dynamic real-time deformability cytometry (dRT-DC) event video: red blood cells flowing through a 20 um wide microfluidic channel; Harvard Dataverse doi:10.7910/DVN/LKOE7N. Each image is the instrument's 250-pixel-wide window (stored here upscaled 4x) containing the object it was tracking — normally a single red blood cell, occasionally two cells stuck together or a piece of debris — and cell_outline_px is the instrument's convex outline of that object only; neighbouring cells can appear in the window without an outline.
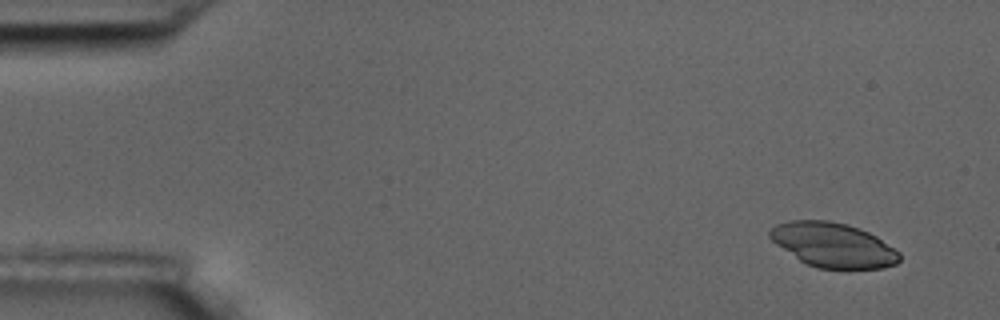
{"species": "common noctule bat (a hibernating species)", "species_latin": "Nyctalus noctula", "temperature_condition": "room temperature", "stored_images_in_passage": 6, "camera_frame_rate_fps": 3000, "um_per_image_px": 0.085, "animal": {"sex": "male", "body_mass_g": 17.5, "forearm_length_mm": 52.3}, "frame": {"image": 1, "passage_image": 1, "time_ms": 0.0, "image_size_px": [1000, 320], "cell_outline_px": [[900, 260], [896, 264], [884, 268], [816, 268], [800, 260], [776, 244], [768, 236], [768, 232], [776, 224], [788, 220], [828, 220], [848, 224], [860, 228], [876, 236], [900, 252]], "centroid_in_image_um": [70.82, 20.81], "position_along_channel_um": 14.2, "area_um2": 33.58}}